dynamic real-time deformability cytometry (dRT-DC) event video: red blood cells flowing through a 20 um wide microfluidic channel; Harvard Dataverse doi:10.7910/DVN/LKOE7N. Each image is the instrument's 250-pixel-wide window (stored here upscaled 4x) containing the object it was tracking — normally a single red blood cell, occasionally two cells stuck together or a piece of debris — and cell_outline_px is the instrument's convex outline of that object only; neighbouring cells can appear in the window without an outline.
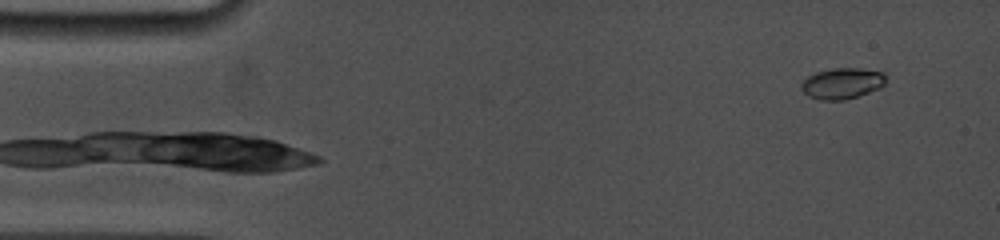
{"species": "common noctule bat (a hibernating species)", "species_latin": "Nyctalus noctula", "temperature_condition": "cold", "stored_images_in_passage": 8, "camera_frame_rate_fps": 5000, "um_per_image_px": 0.085, "animal": {"sex": "female", "body_mass_g": 19.0, "forearm_length_mm": 53.3}, "frame": {"image": 1, "passage_image": 2, "time_ms": 0.8, "image_size_px": [1000, 240], "cell_outline_px": [[884, 84], [880, 88], [844, 100], [820, 100], [808, 96], [800, 88], [800, 84], [808, 76], [816, 72], [832, 68], [860, 68], [884, 72]], "centroid_in_image_um": [71.55, 7.08], "position_along_channel_um": 13.4, "area_um2": 15.2}}
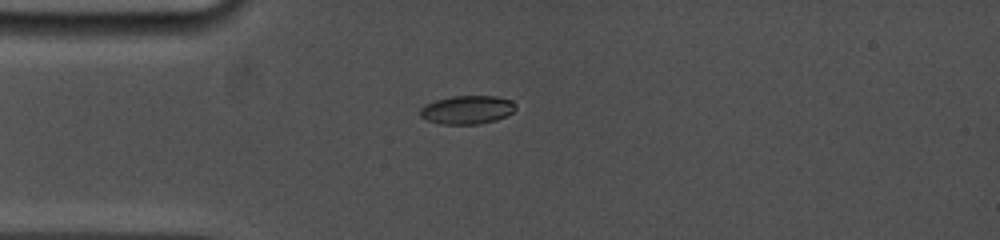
{"frame": {"image": 2, "passage_image": 6, "time_ms": 4.0, "image_size_px": [1000, 240], "cell_outline_px": [[516, 108], [512, 112], [496, 120], [480, 124], [440, 124], [428, 120], [420, 116], [420, 108], [424, 104], [436, 100], [452, 96], [496, 96], [512, 100], [516, 104]], "centroid_in_image_um": [39.7, 9.33], "position_along_channel_um": 45.3, "area_um2": 15.9}}
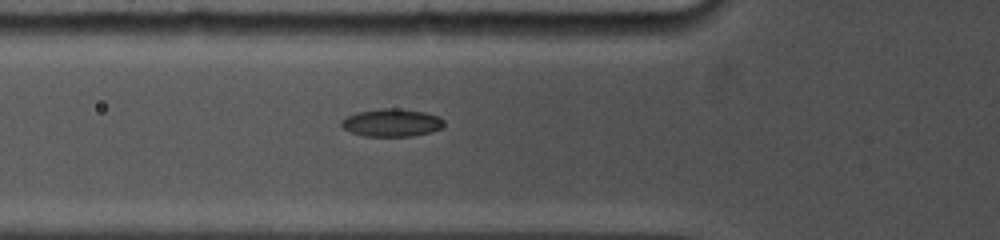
{"frame": {"image": 3, "passage_image": 8, "time_ms": 5.6, "image_size_px": [1000, 240], "cell_outline_px": [[444, 124], [440, 128], [428, 132], [412, 136], [364, 136], [352, 132], [344, 128], [340, 124], [340, 120], [356, 112], [380, 108], [396, 108], [424, 112], [440, 116], [444, 120]], "centroid_in_image_um": [33.28, 10.42], "position_along_channel_um": 92.5, "area_um2": 16.53}}